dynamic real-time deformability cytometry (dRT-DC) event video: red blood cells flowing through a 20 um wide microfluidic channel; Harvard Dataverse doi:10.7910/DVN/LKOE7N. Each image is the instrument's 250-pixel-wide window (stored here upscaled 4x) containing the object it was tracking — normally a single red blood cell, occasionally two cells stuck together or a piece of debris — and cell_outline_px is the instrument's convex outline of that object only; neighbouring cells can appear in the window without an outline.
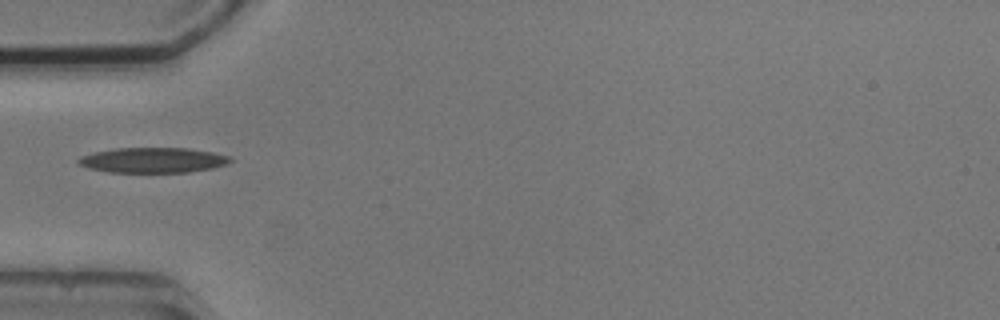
{"species": "common noctule bat (a hibernating species)", "species_latin": "Nyctalus noctula", "temperature_condition": "cold", "stored_images_in_passage": 1, "camera_frame_rate_fps": 3000, "um_per_image_px": 0.085, "animal": {"sex": "male", "body_mass_g": 20.5, "forearm_length_mm": 52.5}, "frame": {"image": 1, "passage_image": 1, "time_ms": 0.0, "image_size_px": [1000, 320], "cell_outline_px": [[232, 160], [228, 164], [212, 168], [188, 172], [108, 172], [88, 168], [76, 164], [76, 160], [80, 156], [96, 152], [116, 148], [188, 148], [212, 152], [228, 156]], "centroid_in_image_um": [12.96, 13.61], "position_along_channel_um": 72.0, "area_um2": 22.31}}